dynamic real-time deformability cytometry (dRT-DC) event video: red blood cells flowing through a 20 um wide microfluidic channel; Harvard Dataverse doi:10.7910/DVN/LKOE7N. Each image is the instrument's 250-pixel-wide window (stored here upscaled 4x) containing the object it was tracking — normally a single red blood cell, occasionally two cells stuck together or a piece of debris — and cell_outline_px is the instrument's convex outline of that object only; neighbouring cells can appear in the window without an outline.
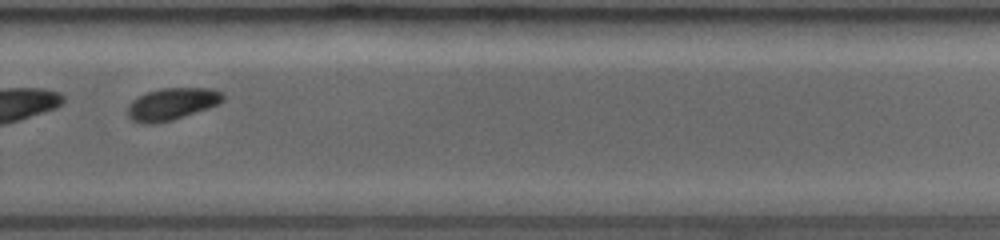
{"species": "common noctule bat (a hibernating species)", "species_latin": "Nyctalus noctula", "temperature_condition": "room temperature", "stored_images_in_passage": 33, "segment_of_instrument_passage": [2, 2], "camera_frame_rate_fps": 3000, "um_per_image_px": 0.085, "animal": {"sex": "female", "body_mass_g": 19.0, "forearm_length_mm": 53.3}, "frame": {"image": 1, "passage_image": 31, "time_ms": 10.0, "image_size_px": [1000, 240], "cell_outline_px": [[224, 100], [208, 108], [172, 120], [152, 124], [140, 124], [132, 120], [128, 116], [128, 104], [132, 100], [148, 92], [160, 88], [212, 88], [224, 92]], "centroid_in_image_um": [14.61, 8.83], "position_along_channel_um": 315.2, "area_um2": 17.8}}